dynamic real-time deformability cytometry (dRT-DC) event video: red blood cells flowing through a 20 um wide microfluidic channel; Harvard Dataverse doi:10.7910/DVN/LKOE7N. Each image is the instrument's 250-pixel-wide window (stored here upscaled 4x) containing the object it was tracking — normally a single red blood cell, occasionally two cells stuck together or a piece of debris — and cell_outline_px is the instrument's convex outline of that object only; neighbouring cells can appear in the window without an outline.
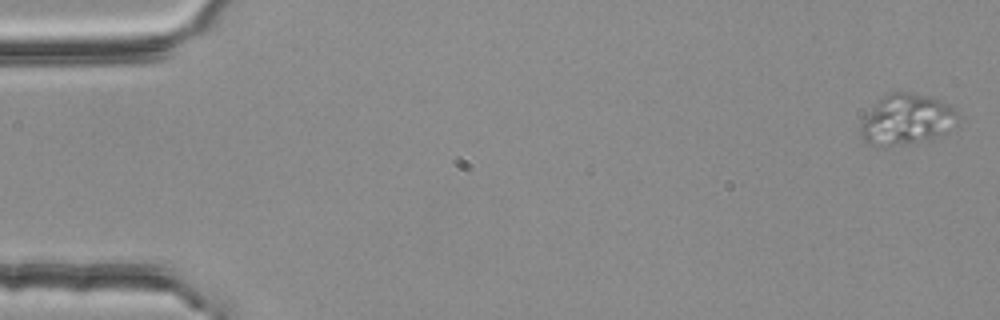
{"species": "common noctule bat (a hibernating species)", "species_latin": "Nyctalus noctula", "temperature_condition": "room temperature", "stored_images_in_passage": 4, "camera_frame_rate_fps": 3000, "um_per_image_px": 0.085, "animal": {"sex": "female", "body_mass_g": 25.1}, "frame": {"image": 1, "passage_image": 1, "time_ms": 0.0, "image_size_px": [1000, 320], "cell_outline_px": [[960, 116], [944, 132], [932, 136], [888, 144], [868, 144], [864, 140], [860, 132], [860, 128], [864, 120], [880, 96], [888, 92], [900, 88], [932, 96], [956, 108]], "centroid_in_image_um": [77.06, 10.0], "position_along_channel_um": 7.9, "area_um2": 27.8}}
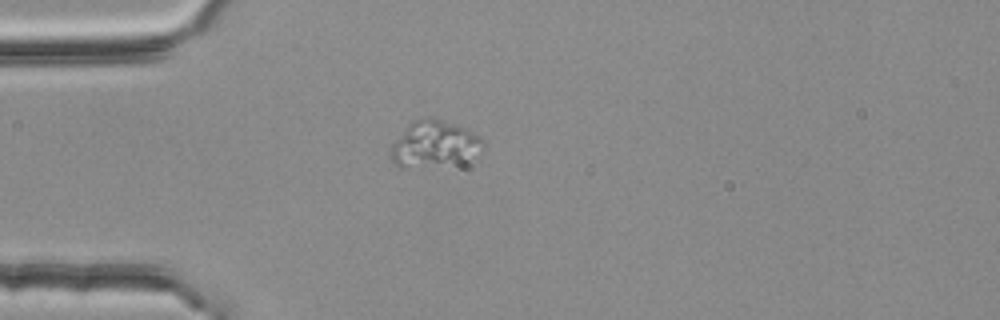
{"frame": {"image": 2, "passage_image": 4, "time_ms": 1.0, "image_size_px": [1000, 320], "cell_outline_px": [[484, 152], [468, 160], [400, 164], [396, 164], [392, 160], [388, 148], [408, 124], [424, 116], [428, 116], [464, 128], [472, 132], [484, 140]], "centroid_in_image_um": [36.95, 12.15], "position_along_channel_um": 48.0, "area_um2": 23.58}}